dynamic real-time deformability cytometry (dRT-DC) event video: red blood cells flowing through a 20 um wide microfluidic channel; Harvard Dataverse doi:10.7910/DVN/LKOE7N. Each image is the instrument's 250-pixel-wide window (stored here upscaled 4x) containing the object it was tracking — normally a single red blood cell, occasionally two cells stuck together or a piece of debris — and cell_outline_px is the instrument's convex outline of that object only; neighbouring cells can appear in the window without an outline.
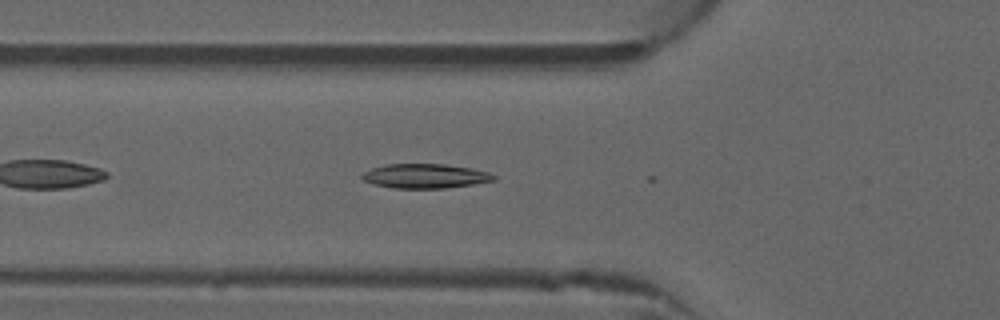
{"species": "common noctule bat (a hibernating species)", "species_latin": "Nyctalus noctula", "temperature_condition": "warm", "stored_images_in_passage": 7, "camera_frame_rate_fps": 3000, "um_per_image_px": 0.085, "animal": {"sex": "male", "forearm_length_mm": 52.5}, "frame": {"image": 1, "passage_image": 5, "time_ms": 1.333, "image_size_px": [1000, 320], "cell_outline_px": [[496, 180], [472, 184], [444, 188], [392, 188], [376, 184], [364, 180], [360, 176], [364, 172], [372, 168], [384, 164], [444, 164], [472, 168], [488, 172], [496, 176]], "centroid_in_image_um": [36.14, 14.95], "position_along_channel_um": 89.7, "area_um2": 18.61}}